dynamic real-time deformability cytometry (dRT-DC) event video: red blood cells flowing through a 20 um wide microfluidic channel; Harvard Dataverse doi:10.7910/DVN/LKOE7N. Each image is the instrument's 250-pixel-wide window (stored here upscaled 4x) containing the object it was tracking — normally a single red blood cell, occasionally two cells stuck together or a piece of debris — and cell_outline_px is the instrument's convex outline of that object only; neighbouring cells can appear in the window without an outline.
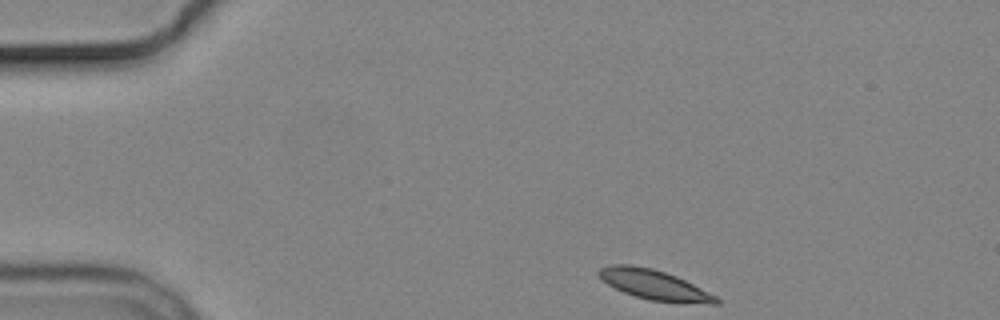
{"species": "common noctule bat (a hibernating species)", "species_latin": "Nyctalus noctula", "temperature_condition": "cold", "stored_images_in_passage": 4, "camera_frame_rate_fps": 3000, "um_per_image_px": 0.085, "animal": {"sex": "male", "body_mass_g": 19.2, "forearm_length_mm": 51.8}, "frame": {"image": 1, "passage_image": 1, "time_ms": 0.0, "image_size_px": [1000, 320], "cell_outline_px": [[720, 304], [712, 304], [648, 300], [624, 292], [608, 284], [596, 272], [600, 268], [612, 264], [628, 264], [652, 268], [676, 276], [716, 296], [720, 300]], "centroid_in_image_um": [55.6, 24.2], "position_along_channel_um": 29.4, "area_um2": 20.0}}